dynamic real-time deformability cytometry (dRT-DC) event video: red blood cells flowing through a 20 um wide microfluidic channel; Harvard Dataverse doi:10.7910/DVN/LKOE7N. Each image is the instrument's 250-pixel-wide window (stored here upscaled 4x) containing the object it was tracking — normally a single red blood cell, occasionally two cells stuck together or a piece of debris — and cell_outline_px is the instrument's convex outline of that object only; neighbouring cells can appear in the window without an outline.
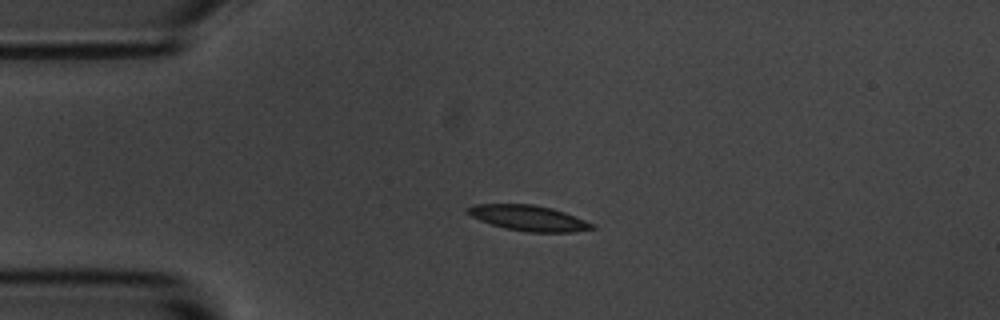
{"species": "common noctule bat (a hibernating species)", "species_latin": "Nyctalus noctula", "temperature_condition": "room temperature", "stored_images_in_passage": 4, "camera_frame_rate_fps": 3000, "um_per_image_px": 0.085, "animal": {"sex": "male", "body_mass_g": 20.1, "forearm_length_mm": 53.5}, "frame": {"image": 1, "passage_image": 3, "time_ms": 2.333, "image_size_px": [1000, 320], "cell_outline_px": [[596, 228], [572, 232], [528, 232], [504, 228], [480, 220], [464, 212], [464, 208], [472, 204], [532, 204], [552, 208], [564, 212], [596, 224]], "centroid_in_image_um": [44.91, 18.53], "position_along_channel_um": 40.1, "area_um2": 18.61}}